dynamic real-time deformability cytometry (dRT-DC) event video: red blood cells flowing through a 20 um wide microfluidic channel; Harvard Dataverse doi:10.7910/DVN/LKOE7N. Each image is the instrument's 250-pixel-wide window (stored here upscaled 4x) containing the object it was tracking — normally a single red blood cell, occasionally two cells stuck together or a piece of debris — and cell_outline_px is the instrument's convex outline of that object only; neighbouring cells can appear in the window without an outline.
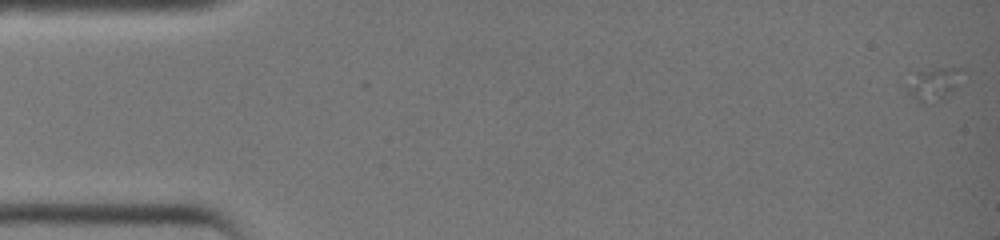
{"species": "common noctule bat (a hibernating species)", "species_latin": "Nyctalus noctula", "temperature_condition": "warm", "stored_images_in_passage": 7, "camera_frame_rate_fps": 3000, "um_per_image_px": 0.085, "animal": {"sex": "female", "body_mass_g": 19.0, "forearm_length_mm": 51.5}, "frame": {"image": 1, "passage_image": 1, "time_ms": 0.0, "image_size_px": [1000, 240], "cell_outline_px": [[968, 68], [944, 100], [936, 104], [920, 100], [908, 92], [904, 84], [916, 72], [940, 68]], "centroid_in_image_um": [79.39, 7.12], "position_along_channel_um": 5.6, "area_um2": 10.46}}